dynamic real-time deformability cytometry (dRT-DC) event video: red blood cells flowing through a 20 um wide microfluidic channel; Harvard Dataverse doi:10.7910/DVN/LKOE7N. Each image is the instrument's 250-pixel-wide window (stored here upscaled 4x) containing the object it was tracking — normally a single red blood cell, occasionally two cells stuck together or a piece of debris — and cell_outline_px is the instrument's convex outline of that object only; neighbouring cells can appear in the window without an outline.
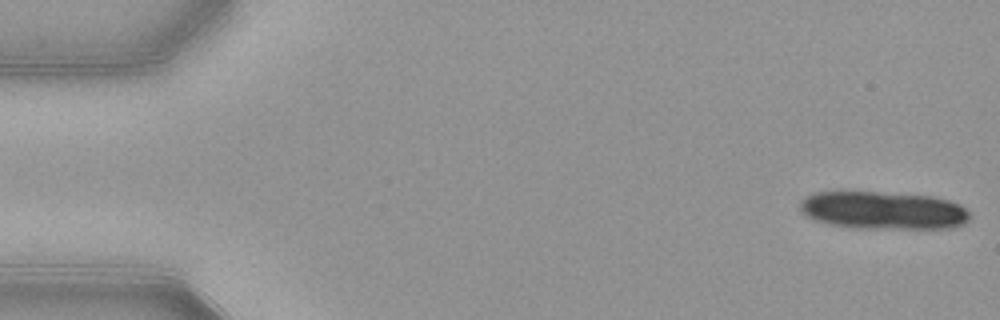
{"species": "common noctule bat (a hibernating species)", "species_latin": "Nyctalus noctula", "temperature_condition": "warm", "stored_images_in_passage": 14, "camera_frame_rate_fps": 3000, "um_per_image_px": 0.085, "animal": {"sex": "female", "body_mass_g": 21.9}, "frame": {"image": 1, "passage_image": 1, "time_ms": 0.0, "image_size_px": [1000, 320], "cell_outline_px": [[968, 220], [964, 224], [952, 228], [852, 228], [828, 224], [812, 220], [800, 212], [800, 200], [804, 196], [812, 192], [840, 188], [932, 196], [948, 200], [960, 204], [968, 212]], "centroid_in_image_um": [74.93, 17.83], "position_along_channel_um": 10.1, "area_um2": 38.9}}